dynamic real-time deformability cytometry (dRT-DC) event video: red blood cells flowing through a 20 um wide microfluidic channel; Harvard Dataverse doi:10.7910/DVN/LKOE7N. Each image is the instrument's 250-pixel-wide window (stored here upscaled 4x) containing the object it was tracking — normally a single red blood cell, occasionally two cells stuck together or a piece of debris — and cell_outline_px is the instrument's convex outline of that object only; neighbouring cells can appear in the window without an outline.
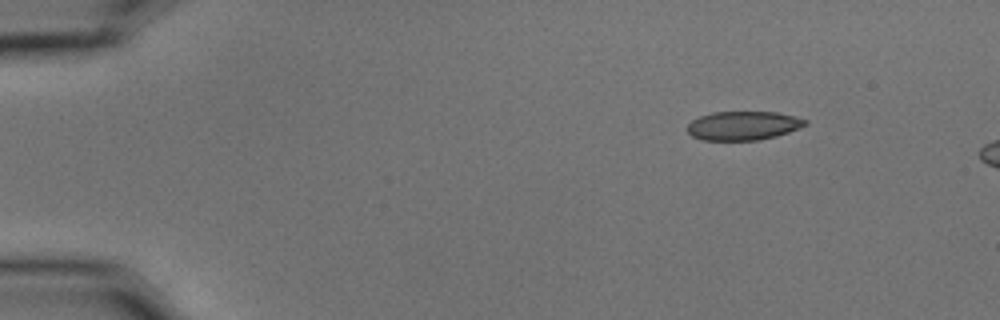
{"species": "common noctule bat (a hibernating species)", "species_latin": "Nyctalus noctula", "temperature_condition": "cold", "stored_images_in_passage": 7, "camera_frame_rate_fps": 3000, "um_per_image_px": 0.085, "animal": {"sex": "male", "body_mass_g": 15.6}, "frame": {"image": 1, "passage_image": 1, "time_ms": 0.0, "image_size_px": [1000, 320], "cell_outline_px": [[808, 124], [788, 132], [776, 136], [756, 140], [704, 140], [692, 136], [688, 132], [688, 124], [692, 120], [700, 116], [712, 112], [776, 112], [808, 120]], "centroid_in_image_um": [63.16, 10.68], "position_along_channel_um": 21.8, "area_um2": 19.65}}